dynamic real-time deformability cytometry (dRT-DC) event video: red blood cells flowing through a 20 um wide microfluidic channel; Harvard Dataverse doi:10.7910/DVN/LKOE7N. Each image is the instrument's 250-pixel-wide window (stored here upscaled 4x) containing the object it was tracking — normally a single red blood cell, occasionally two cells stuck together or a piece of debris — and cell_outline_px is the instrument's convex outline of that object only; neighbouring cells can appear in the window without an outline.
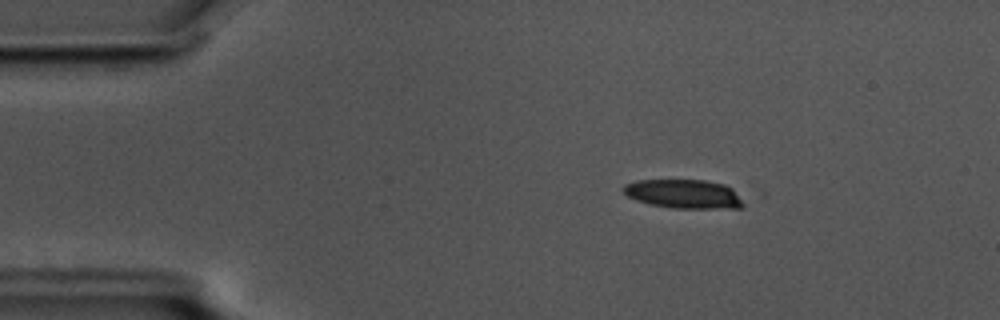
{"species": "common noctule bat (a hibernating species)", "species_latin": "Nyctalus noctula", "temperature_condition": "cold", "stored_images_in_passage": 15, "camera_frame_rate_fps": 3000, "um_per_image_px": 0.085, "animal": {"sex": "male", "body_mass_g": 17.5, "forearm_length_mm": 52.3}, "frame": {"image": 1, "passage_image": 1, "time_ms": 0.0, "image_size_px": [1000, 320], "cell_outline_px": [[744, 208], [672, 208], [648, 204], [636, 200], [628, 196], [620, 188], [624, 184], [636, 180], [704, 180], [724, 184], [732, 188], [744, 204]], "centroid_in_image_um": [58.09, 16.48], "position_along_channel_um": 26.9, "area_um2": 20.35}}
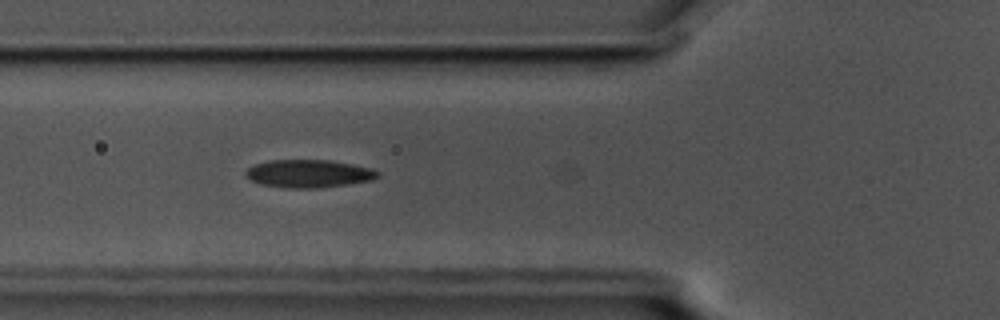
{"frame": {"image": 2, "passage_image": 12, "time_ms": 3.667, "image_size_px": [1000, 320], "cell_outline_px": [[380, 176], [372, 180], [348, 184], [320, 188], [284, 188], [260, 184], [252, 180], [244, 172], [248, 168], [256, 164], [272, 160], [328, 160], [352, 164], [372, 168], [380, 172]], "centroid_in_image_um": [26.28, 14.76], "position_along_channel_um": 99.5, "area_um2": 21.44}}